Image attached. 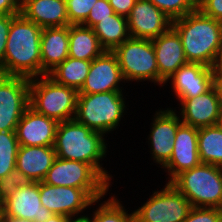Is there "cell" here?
<instances>
[{
  "instance_id": "32",
  "label": "cell",
  "mask_w": 222,
  "mask_h": 222,
  "mask_svg": "<svg viewBox=\"0 0 222 222\" xmlns=\"http://www.w3.org/2000/svg\"><path fill=\"white\" fill-rule=\"evenodd\" d=\"M98 0H66L69 25H81Z\"/></svg>"
},
{
  "instance_id": "8",
  "label": "cell",
  "mask_w": 222,
  "mask_h": 222,
  "mask_svg": "<svg viewBox=\"0 0 222 222\" xmlns=\"http://www.w3.org/2000/svg\"><path fill=\"white\" fill-rule=\"evenodd\" d=\"M124 81L151 80L159 84V70L152 40L130 37L112 51Z\"/></svg>"
},
{
  "instance_id": "13",
  "label": "cell",
  "mask_w": 222,
  "mask_h": 222,
  "mask_svg": "<svg viewBox=\"0 0 222 222\" xmlns=\"http://www.w3.org/2000/svg\"><path fill=\"white\" fill-rule=\"evenodd\" d=\"M52 214L41 204L39 182L19 187L2 202V216L45 222Z\"/></svg>"
},
{
  "instance_id": "22",
  "label": "cell",
  "mask_w": 222,
  "mask_h": 222,
  "mask_svg": "<svg viewBox=\"0 0 222 222\" xmlns=\"http://www.w3.org/2000/svg\"><path fill=\"white\" fill-rule=\"evenodd\" d=\"M40 51L43 76L69 57V25L43 28Z\"/></svg>"
},
{
  "instance_id": "26",
  "label": "cell",
  "mask_w": 222,
  "mask_h": 222,
  "mask_svg": "<svg viewBox=\"0 0 222 222\" xmlns=\"http://www.w3.org/2000/svg\"><path fill=\"white\" fill-rule=\"evenodd\" d=\"M90 65L91 61L68 57L47 75L56 83L79 91L89 73Z\"/></svg>"
},
{
  "instance_id": "30",
  "label": "cell",
  "mask_w": 222,
  "mask_h": 222,
  "mask_svg": "<svg viewBox=\"0 0 222 222\" xmlns=\"http://www.w3.org/2000/svg\"><path fill=\"white\" fill-rule=\"evenodd\" d=\"M172 21L197 9V0H149Z\"/></svg>"
},
{
  "instance_id": "21",
  "label": "cell",
  "mask_w": 222,
  "mask_h": 222,
  "mask_svg": "<svg viewBox=\"0 0 222 222\" xmlns=\"http://www.w3.org/2000/svg\"><path fill=\"white\" fill-rule=\"evenodd\" d=\"M20 13L41 28L69 25L66 0H21Z\"/></svg>"
},
{
  "instance_id": "23",
  "label": "cell",
  "mask_w": 222,
  "mask_h": 222,
  "mask_svg": "<svg viewBox=\"0 0 222 222\" xmlns=\"http://www.w3.org/2000/svg\"><path fill=\"white\" fill-rule=\"evenodd\" d=\"M56 158L53 146L19 145L16 169L22 171L33 182H42Z\"/></svg>"
},
{
  "instance_id": "3",
  "label": "cell",
  "mask_w": 222,
  "mask_h": 222,
  "mask_svg": "<svg viewBox=\"0 0 222 222\" xmlns=\"http://www.w3.org/2000/svg\"><path fill=\"white\" fill-rule=\"evenodd\" d=\"M104 136L75 119L59 122L53 146L56 157L90 164L109 182L110 175L100 165L107 151Z\"/></svg>"
},
{
  "instance_id": "33",
  "label": "cell",
  "mask_w": 222,
  "mask_h": 222,
  "mask_svg": "<svg viewBox=\"0 0 222 222\" xmlns=\"http://www.w3.org/2000/svg\"><path fill=\"white\" fill-rule=\"evenodd\" d=\"M182 222H222V209L216 207H192Z\"/></svg>"
},
{
  "instance_id": "39",
  "label": "cell",
  "mask_w": 222,
  "mask_h": 222,
  "mask_svg": "<svg viewBox=\"0 0 222 222\" xmlns=\"http://www.w3.org/2000/svg\"><path fill=\"white\" fill-rule=\"evenodd\" d=\"M212 87L216 92L222 110V73H213Z\"/></svg>"
},
{
  "instance_id": "11",
  "label": "cell",
  "mask_w": 222,
  "mask_h": 222,
  "mask_svg": "<svg viewBox=\"0 0 222 222\" xmlns=\"http://www.w3.org/2000/svg\"><path fill=\"white\" fill-rule=\"evenodd\" d=\"M40 201L42 206L46 207L54 214H62L74 217L96 203L83 189L65 186H52L39 182Z\"/></svg>"
},
{
  "instance_id": "6",
  "label": "cell",
  "mask_w": 222,
  "mask_h": 222,
  "mask_svg": "<svg viewBox=\"0 0 222 222\" xmlns=\"http://www.w3.org/2000/svg\"><path fill=\"white\" fill-rule=\"evenodd\" d=\"M77 98L76 89L56 83L48 75L30 79L29 106L58 122L74 119Z\"/></svg>"
},
{
  "instance_id": "40",
  "label": "cell",
  "mask_w": 222,
  "mask_h": 222,
  "mask_svg": "<svg viewBox=\"0 0 222 222\" xmlns=\"http://www.w3.org/2000/svg\"><path fill=\"white\" fill-rule=\"evenodd\" d=\"M211 69L213 73H222V34L219 41L218 51Z\"/></svg>"
},
{
  "instance_id": "35",
  "label": "cell",
  "mask_w": 222,
  "mask_h": 222,
  "mask_svg": "<svg viewBox=\"0 0 222 222\" xmlns=\"http://www.w3.org/2000/svg\"><path fill=\"white\" fill-rule=\"evenodd\" d=\"M16 15H0V74L3 75V61L5 58L6 42L12 19Z\"/></svg>"
},
{
  "instance_id": "29",
  "label": "cell",
  "mask_w": 222,
  "mask_h": 222,
  "mask_svg": "<svg viewBox=\"0 0 222 222\" xmlns=\"http://www.w3.org/2000/svg\"><path fill=\"white\" fill-rule=\"evenodd\" d=\"M114 197L99 206L90 222H134V213L127 214L124 206Z\"/></svg>"
},
{
  "instance_id": "14",
  "label": "cell",
  "mask_w": 222,
  "mask_h": 222,
  "mask_svg": "<svg viewBox=\"0 0 222 222\" xmlns=\"http://www.w3.org/2000/svg\"><path fill=\"white\" fill-rule=\"evenodd\" d=\"M124 80L116 55L105 51L91 61L89 73L78 94L122 91L118 86Z\"/></svg>"
},
{
  "instance_id": "1",
  "label": "cell",
  "mask_w": 222,
  "mask_h": 222,
  "mask_svg": "<svg viewBox=\"0 0 222 222\" xmlns=\"http://www.w3.org/2000/svg\"><path fill=\"white\" fill-rule=\"evenodd\" d=\"M43 28L21 13L12 19L6 42L3 75L28 79L42 76L41 33Z\"/></svg>"
},
{
  "instance_id": "19",
  "label": "cell",
  "mask_w": 222,
  "mask_h": 222,
  "mask_svg": "<svg viewBox=\"0 0 222 222\" xmlns=\"http://www.w3.org/2000/svg\"><path fill=\"white\" fill-rule=\"evenodd\" d=\"M152 44L159 70V85H161L166 83L168 78L188 61L184 54L180 35L173 27L159 37L152 39Z\"/></svg>"
},
{
  "instance_id": "4",
  "label": "cell",
  "mask_w": 222,
  "mask_h": 222,
  "mask_svg": "<svg viewBox=\"0 0 222 222\" xmlns=\"http://www.w3.org/2000/svg\"><path fill=\"white\" fill-rule=\"evenodd\" d=\"M171 184L189 200L192 207L222 209V179L217 165L200 163L177 175Z\"/></svg>"
},
{
  "instance_id": "27",
  "label": "cell",
  "mask_w": 222,
  "mask_h": 222,
  "mask_svg": "<svg viewBox=\"0 0 222 222\" xmlns=\"http://www.w3.org/2000/svg\"><path fill=\"white\" fill-rule=\"evenodd\" d=\"M198 152L201 163L222 165V126L198 128Z\"/></svg>"
},
{
  "instance_id": "28",
  "label": "cell",
  "mask_w": 222,
  "mask_h": 222,
  "mask_svg": "<svg viewBox=\"0 0 222 222\" xmlns=\"http://www.w3.org/2000/svg\"><path fill=\"white\" fill-rule=\"evenodd\" d=\"M18 148L15 131H0V179L16 169Z\"/></svg>"
},
{
  "instance_id": "44",
  "label": "cell",
  "mask_w": 222,
  "mask_h": 222,
  "mask_svg": "<svg viewBox=\"0 0 222 222\" xmlns=\"http://www.w3.org/2000/svg\"><path fill=\"white\" fill-rule=\"evenodd\" d=\"M0 222H2V203H0Z\"/></svg>"
},
{
  "instance_id": "18",
  "label": "cell",
  "mask_w": 222,
  "mask_h": 222,
  "mask_svg": "<svg viewBox=\"0 0 222 222\" xmlns=\"http://www.w3.org/2000/svg\"><path fill=\"white\" fill-rule=\"evenodd\" d=\"M150 132L152 156L156 163L164 167L170 160L178 127L182 124L175 111L156 112Z\"/></svg>"
},
{
  "instance_id": "31",
  "label": "cell",
  "mask_w": 222,
  "mask_h": 222,
  "mask_svg": "<svg viewBox=\"0 0 222 222\" xmlns=\"http://www.w3.org/2000/svg\"><path fill=\"white\" fill-rule=\"evenodd\" d=\"M31 183H33L32 179L18 169L7 174L0 179V203L6 200V198L14 193L19 187L30 185Z\"/></svg>"
},
{
  "instance_id": "2",
  "label": "cell",
  "mask_w": 222,
  "mask_h": 222,
  "mask_svg": "<svg viewBox=\"0 0 222 222\" xmlns=\"http://www.w3.org/2000/svg\"><path fill=\"white\" fill-rule=\"evenodd\" d=\"M172 27L180 35L186 60L211 67L218 51L222 23L197 8L173 20Z\"/></svg>"
},
{
  "instance_id": "41",
  "label": "cell",
  "mask_w": 222,
  "mask_h": 222,
  "mask_svg": "<svg viewBox=\"0 0 222 222\" xmlns=\"http://www.w3.org/2000/svg\"><path fill=\"white\" fill-rule=\"evenodd\" d=\"M68 219L67 216L62 214H52L51 217L45 222H66Z\"/></svg>"
},
{
  "instance_id": "9",
  "label": "cell",
  "mask_w": 222,
  "mask_h": 222,
  "mask_svg": "<svg viewBox=\"0 0 222 222\" xmlns=\"http://www.w3.org/2000/svg\"><path fill=\"white\" fill-rule=\"evenodd\" d=\"M192 208L189 200L171 182L134 211V222H182Z\"/></svg>"
},
{
  "instance_id": "34",
  "label": "cell",
  "mask_w": 222,
  "mask_h": 222,
  "mask_svg": "<svg viewBox=\"0 0 222 222\" xmlns=\"http://www.w3.org/2000/svg\"><path fill=\"white\" fill-rule=\"evenodd\" d=\"M113 14L114 10L108 0H98L81 25L93 28L97 23L105 18H110Z\"/></svg>"
},
{
  "instance_id": "45",
  "label": "cell",
  "mask_w": 222,
  "mask_h": 222,
  "mask_svg": "<svg viewBox=\"0 0 222 222\" xmlns=\"http://www.w3.org/2000/svg\"><path fill=\"white\" fill-rule=\"evenodd\" d=\"M219 167H220L221 179H222V165H220Z\"/></svg>"
},
{
  "instance_id": "17",
  "label": "cell",
  "mask_w": 222,
  "mask_h": 222,
  "mask_svg": "<svg viewBox=\"0 0 222 222\" xmlns=\"http://www.w3.org/2000/svg\"><path fill=\"white\" fill-rule=\"evenodd\" d=\"M179 101L183 124L196 128L220 124L222 110L213 87L201 95Z\"/></svg>"
},
{
  "instance_id": "15",
  "label": "cell",
  "mask_w": 222,
  "mask_h": 222,
  "mask_svg": "<svg viewBox=\"0 0 222 222\" xmlns=\"http://www.w3.org/2000/svg\"><path fill=\"white\" fill-rule=\"evenodd\" d=\"M58 121L37 113L30 106L24 111L16 127L21 146H54Z\"/></svg>"
},
{
  "instance_id": "36",
  "label": "cell",
  "mask_w": 222,
  "mask_h": 222,
  "mask_svg": "<svg viewBox=\"0 0 222 222\" xmlns=\"http://www.w3.org/2000/svg\"><path fill=\"white\" fill-rule=\"evenodd\" d=\"M197 8L203 14L222 23V0H198Z\"/></svg>"
},
{
  "instance_id": "16",
  "label": "cell",
  "mask_w": 222,
  "mask_h": 222,
  "mask_svg": "<svg viewBox=\"0 0 222 222\" xmlns=\"http://www.w3.org/2000/svg\"><path fill=\"white\" fill-rule=\"evenodd\" d=\"M198 152V128L181 124L176 132L173 151L169 162L164 166L168 169L171 182L183 171L190 170L200 164Z\"/></svg>"
},
{
  "instance_id": "12",
  "label": "cell",
  "mask_w": 222,
  "mask_h": 222,
  "mask_svg": "<svg viewBox=\"0 0 222 222\" xmlns=\"http://www.w3.org/2000/svg\"><path fill=\"white\" fill-rule=\"evenodd\" d=\"M127 21L132 38L152 40L172 27V20L149 0H136Z\"/></svg>"
},
{
  "instance_id": "7",
  "label": "cell",
  "mask_w": 222,
  "mask_h": 222,
  "mask_svg": "<svg viewBox=\"0 0 222 222\" xmlns=\"http://www.w3.org/2000/svg\"><path fill=\"white\" fill-rule=\"evenodd\" d=\"M43 182L52 186L83 189L93 200H100L109 182L90 164L56 157Z\"/></svg>"
},
{
  "instance_id": "37",
  "label": "cell",
  "mask_w": 222,
  "mask_h": 222,
  "mask_svg": "<svg viewBox=\"0 0 222 222\" xmlns=\"http://www.w3.org/2000/svg\"><path fill=\"white\" fill-rule=\"evenodd\" d=\"M112 6L114 13L128 17L131 13L132 8L135 5L136 0H108Z\"/></svg>"
},
{
  "instance_id": "43",
  "label": "cell",
  "mask_w": 222,
  "mask_h": 222,
  "mask_svg": "<svg viewBox=\"0 0 222 222\" xmlns=\"http://www.w3.org/2000/svg\"><path fill=\"white\" fill-rule=\"evenodd\" d=\"M66 222H90V218L82 215L78 218L76 216V219L72 220V217H69Z\"/></svg>"
},
{
  "instance_id": "20",
  "label": "cell",
  "mask_w": 222,
  "mask_h": 222,
  "mask_svg": "<svg viewBox=\"0 0 222 222\" xmlns=\"http://www.w3.org/2000/svg\"><path fill=\"white\" fill-rule=\"evenodd\" d=\"M178 99L192 98L201 95L212 87L213 71L201 63H191L181 66L168 80Z\"/></svg>"
},
{
  "instance_id": "24",
  "label": "cell",
  "mask_w": 222,
  "mask_h": 222,
  "mask_svg": "<svg viewBox=\"0 0 222 222\" xmlns=\"http://www.w3.org/2000/svg\"><path fill=\"white\" fill-rule=\"evenodd\" d=\"M104 52L93 28L69 25V57L92 61Z\"/></svg>"
},
{
  "instance_id": "10",
  "label": "cell",
  "mask_w": 222,
  "mask_h": 222,
  "mask_svg": "<svg viewBox=\"0 0 222 222\" xmlns=\"http://www.w3.org/2000/svg\"><path fill=\"white\" fill-rule=\"evenodd\" d=\"M29 99L30 79L0 74V131H16Z\"/></svg>"
},
{
  "instance_id": "25",
  "label": "cell",
  "mask_w": 222,
  "mask_h": 222,
  "mask_svg": "<svg viewBox=\"0 0 222 222\" xmlns=\"http://www.w3.org/2000/svg\"><path fill=\"white\" fill-rule=\"evenodd\" d=\"M93 30L105 51H113L131 37L127 18L116 13L97 23Z\"/></svg>"
},
{
  "instance_id": "5",
  "label": "cell",
  "mask_w": 222,
  "mask_h": 222,
  "mask_svg": "<svg viewBox=\"0 0 222 222\" xmlns=\"http://www.w3.org/2000/svg\"><path fill=\"white\" fill-rule=\"evenodd\" d=\"M125 107L122 91L78 94L74 119L92 131L106 134L117 128Z\"/></svg>"
},
{
  "instance_id": "38",
  "label": "cell",
  "mask_w": 222,
  "mask_h": 222,
  "mask_svg": "<svg viewBox=\"0 0 222 222\" xmlns=\"http://www.w3.org/2000/svg\"><path fill=\"white\" fill-rule=\"evenodd\" d=\"M21 0H0V15L20 13Z\"/></svg>"
},
{
  "instance_id": "42",
  "label": "cell",
  "mask_w": 222,
  "mask_h": 222,
  "mask_svg": "<svg viewBox=\"0 0 222 222\" xmlns=\"http://www.w3.org/2000/svg\"><path fill=\"white\" fill-rule=\"evenodd\" d=\"M2 222H33L23 218H15L10 216H2Z\"/></svg>"
}]
</instances>
